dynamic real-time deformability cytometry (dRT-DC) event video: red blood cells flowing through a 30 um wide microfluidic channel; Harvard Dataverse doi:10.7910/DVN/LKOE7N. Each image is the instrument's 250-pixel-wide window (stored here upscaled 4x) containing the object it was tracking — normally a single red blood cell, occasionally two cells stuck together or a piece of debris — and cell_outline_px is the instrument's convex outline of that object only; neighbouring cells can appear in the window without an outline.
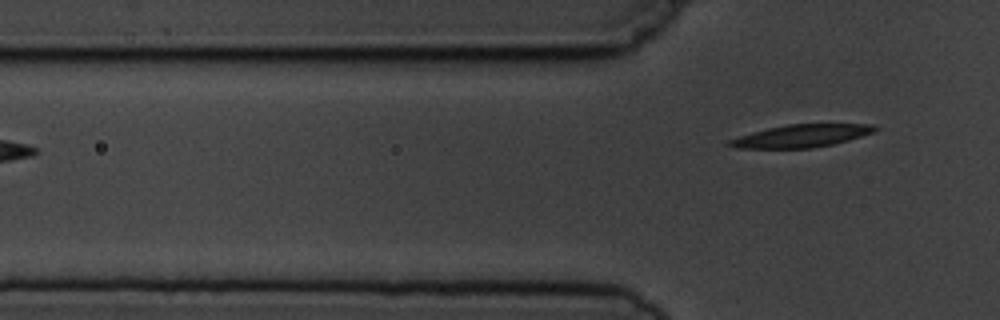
{"species": "common noctule bat (a hibernating species)", "species_latin": "Nyctalus noctula", "temperature_condition": "cold", "stored_images_in_passage": 5, "camera_frame_rate_fps": 3000, "um_per_image_px": 0.085, "animal": {"sex": "male", "body_mass_g": 19.5, "forearm_length_mm": 54.6}, "frame": {"image": 1, "passage_image": 5, "time_ms": 4.333, "image_size_px": [1000, 320], "cell_outline_px": [[880, 128], [876, 132], [848, 140], [832, 144], [812, 148], [736, 148], [724, 144], [728, 140], [752, 132], [768, 128], [788, 124], [872, 124]], "centroid_in_image_um": [68.13, 11.55], "position_along_channel_um": 57.7, "area_um2": 19.25}}